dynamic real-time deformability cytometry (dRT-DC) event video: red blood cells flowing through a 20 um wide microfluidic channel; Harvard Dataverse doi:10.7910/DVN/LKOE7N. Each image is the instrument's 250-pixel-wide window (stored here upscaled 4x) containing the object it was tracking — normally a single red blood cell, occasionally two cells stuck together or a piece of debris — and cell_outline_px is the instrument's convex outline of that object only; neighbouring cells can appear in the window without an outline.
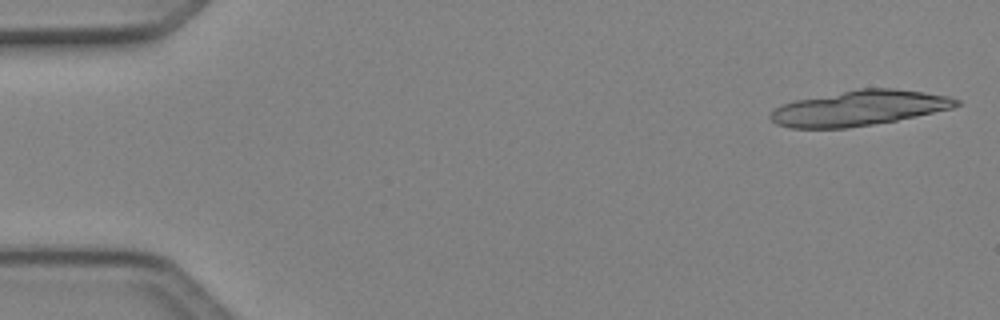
{"species": "Egyptian fruit bat (a non-hibernating species)", "species_latin": "Rousettus aegyptiacus", "temperature_condition": "cold", "stored_images_in_passage": 9, "camera_frame_rate_fps": 3000, "um_per_image_px": 0.085, "animal": {"sex": "female"}, "frame": {"image": 1, "passage_image": 1, "time_ms": 0.0, "image_size_px": [1000, 320], "cell_outline_px": [[960, 104], [952, 108], [916, 116], [896, 120], [848, 128], [788, 128], [776, 124], [768, 116], [772, 108], [780, 104], [796, 100], [860, 88], [896, 88], [924, 92], [948, 96], [960, 100]], "centroid_in_image_um": [72.98, 9.19], "position_along_channel_um": 12.0, "area_um2": 38.15}}